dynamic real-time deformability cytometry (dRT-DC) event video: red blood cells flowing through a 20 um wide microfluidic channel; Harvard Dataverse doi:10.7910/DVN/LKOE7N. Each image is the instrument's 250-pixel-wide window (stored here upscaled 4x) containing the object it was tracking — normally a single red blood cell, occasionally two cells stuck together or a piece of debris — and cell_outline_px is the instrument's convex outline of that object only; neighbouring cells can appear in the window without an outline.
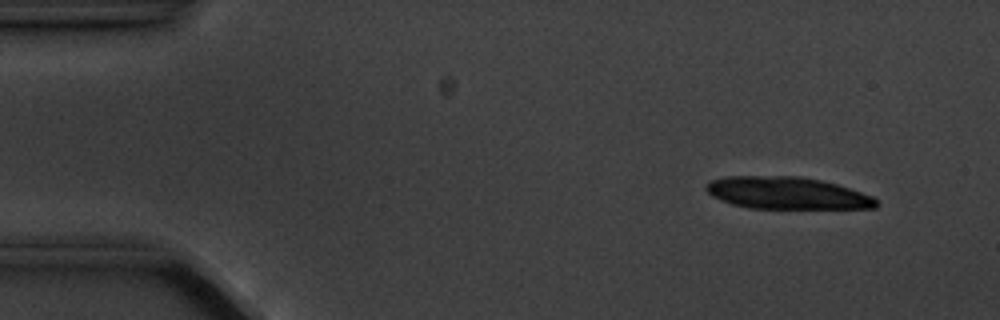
{"species": "common noctule bat (a hibernating species)", "species_latin": "Nyctalus noctula", "temperature_condition": "cold", "stored_images_in_passage": 7, "camera_frame_rate_fps": 3000, "um_per_image_px": 0.085, "animal": {"sex": "male", "body_mass_g": 20.1, "forearm_length_mm": 53.5}, "frame": {"image": 1, "passage_image": 2, "time_ms": 1.333, "image_size_px": [1000, 320], "cell_outline_px": [[880, 204], [876, 208], [748, 208], [732, 204], [720, 200], [712, 196], [704, 188], [704, 184], [708, 180], [724, 176], [800, 176], [820, 180], [836, 184], [872, 196]], "centroid_in_image_um": [66.82, 16.4], "position_along_channel_um": 18.2, "area_um2": 31.96}}